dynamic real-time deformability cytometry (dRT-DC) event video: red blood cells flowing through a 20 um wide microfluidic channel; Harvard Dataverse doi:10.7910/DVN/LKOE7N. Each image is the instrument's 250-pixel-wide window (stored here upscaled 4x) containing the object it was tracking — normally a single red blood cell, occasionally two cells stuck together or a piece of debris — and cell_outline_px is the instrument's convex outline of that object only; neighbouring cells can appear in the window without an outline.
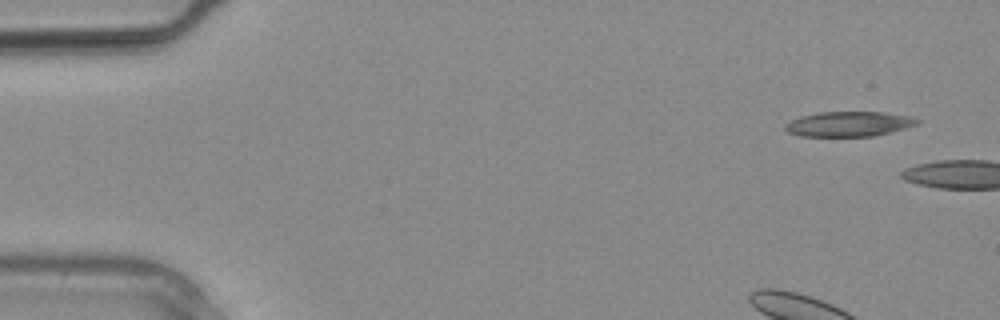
{"species": "common noctule bat (a hibernating species)", "species_latin": "Nyctalus noctula", "temperature_condition": "warm", "stored_images_in_passage": 10, "camera_frame_rate_fps": 3000, "um_per_image_px": 0.085, "animal": {"sex": "male", "body_mass_g": 20.4}, "frame": {"image": 1, "passage_image": 1, "time_ms": 0.0, "image_size_px": [1000, 320], "cell_outline_px": [[920, 120], [916, 124], [904, 128], [872, 136], [800, 136], [788, 132], [784, 128], [784, 124], [800, 116], [820, 112], [884, 112], [912, 116]], "centroid_in_image_um": [72.12, 10.53], "position_along_channel_um": 12.9, "area_um2": 19.07}}